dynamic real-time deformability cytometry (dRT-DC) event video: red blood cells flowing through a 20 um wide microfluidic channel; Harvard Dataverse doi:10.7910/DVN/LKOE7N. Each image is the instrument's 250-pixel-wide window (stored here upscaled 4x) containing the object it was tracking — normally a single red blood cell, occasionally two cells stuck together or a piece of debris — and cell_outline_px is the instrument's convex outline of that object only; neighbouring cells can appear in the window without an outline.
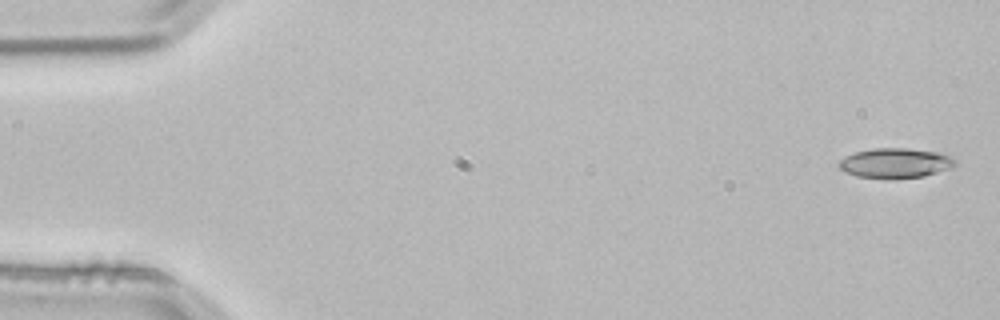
{"species": "common noctule bat (a hibernating species)", "species_latin": "Nyctalus noctula", "temperature_condition": "room temperature", "stored_images_in_passage": 5, "camera_frame_rate_fps": 3000, "um_per_image_px": 0.085, "animal": {"sex": "male", "body_mass_g": 21.5, "forearm_length_mm": 52.0}, "frame": {"image": 1, "passage_image": 1, "time_ms": 0.0, "image_size_px": [1000, 320], "cell_outline_px": [[956, 164], [952, 168], [924, 176], [856, 176], [844, 172], [836, 164], [844, 156], [856, 152], [872, 148], [908, 148], [940, 152], [956, 160]], "centroid_in_image_um": [76.1, 13.81], "position_along_channel_um": 8.9, "area_um2": 19.71}}
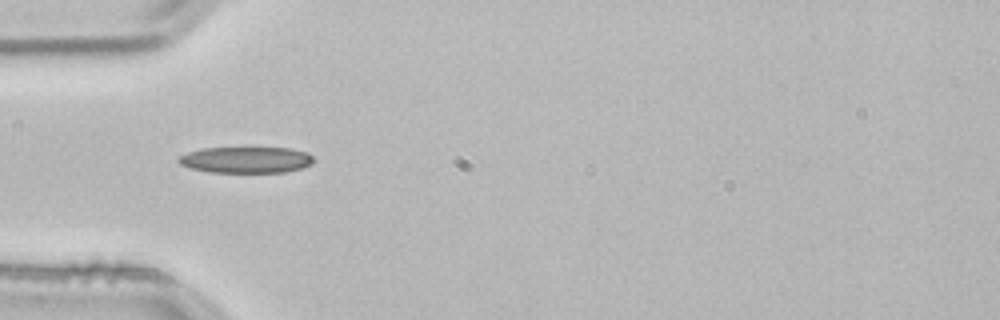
{"frame": {"image": 2, "passage_image": 4, "time_ms": 1.0, "image_size_px": [1000, 320], "cell_outline_px": [[316, 160], [312, 164], [300, 168], [284, 172], [212, 172], [192, 168], [180, 164], [176, 160], [180, 156], [188, 152], [204, 148], [292, 148], [308, 152]], "centroid_in_image_um": [20.96, 13.58], "position_along_channel_um": 64.0, "area_um2": 20.58}}